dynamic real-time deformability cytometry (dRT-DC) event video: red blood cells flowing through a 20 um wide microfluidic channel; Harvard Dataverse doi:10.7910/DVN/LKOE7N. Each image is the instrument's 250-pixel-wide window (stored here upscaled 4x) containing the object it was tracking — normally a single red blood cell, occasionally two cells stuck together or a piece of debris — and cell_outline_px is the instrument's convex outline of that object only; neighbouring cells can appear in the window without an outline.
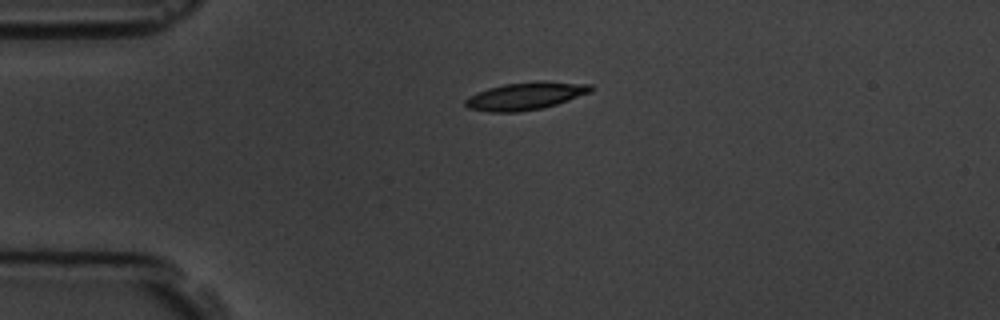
{"species": "common noctule bat (a hibernating species)", "species_latin": "Nyctalus noctula", "temperature_condition": "room temperature", "stored_images_in_passage": 5, "camera_frame_rate_fps": 3000, "um_per_image_px": 0.085, "animal": {"sex": "male", "body_mass_g": 19.5, "forearm_length_mm": 54.6}, "frame": {"image": 1, "passage_image": 5, "time_ms": 5.667, "image_size_px": [1000, 320], "cell_outline_px": [[592, 92], [556, 104], [540, 108], [516, 112], [488, 112], [468, 108], [464, 104], [464, 100], [468, 96], [476, 92], [488, 88], [504, 84], [540, 80], [544, 80], [592, 84]], "centroid_in_image_um": [44.66, 8.14], "position_along_channel_um": 40.3, "area_um2": 20.35}}